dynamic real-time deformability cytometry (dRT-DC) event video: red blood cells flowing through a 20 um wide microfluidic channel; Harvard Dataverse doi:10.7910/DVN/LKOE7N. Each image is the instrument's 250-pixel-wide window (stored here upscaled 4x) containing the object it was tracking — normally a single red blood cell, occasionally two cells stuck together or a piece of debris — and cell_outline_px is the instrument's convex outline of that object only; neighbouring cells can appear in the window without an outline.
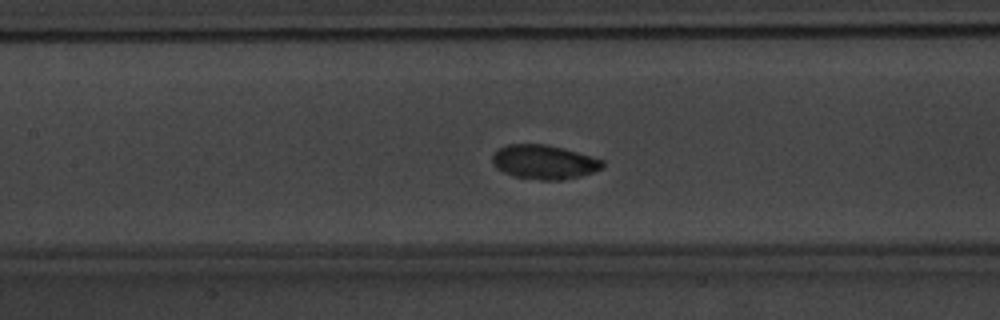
{"species": "common noctule bat (a hibernating species)", "species_latin": "Nyctalus noctula", "temperature_condition": "warm", "stored_images_in_passage": 37, "camera_frame_rate_fps": 3000, "um_per_image_px": 0.085, "animal": {"sex": "male", "body_mass_g": 20.1, "forearm_length_mm": 53.5}, "frame": {"image": 1, "passage_image": 19, "time_ms": 6.0, "image_size_px": [1000, 320], "cell_outline_px": [[604, 168], [580, 176], [564, 180], [540, 180], [512, 176], [496, 168], [492, 160], [492, 156], [500, 148], [508, 144], [544, 144], [564, 148], [592, 156], [604, 160]], "centroid_in_image_um": [46.28, 13.78], "position_along_channel_um": 161.1, "area_um2": 22.02}}
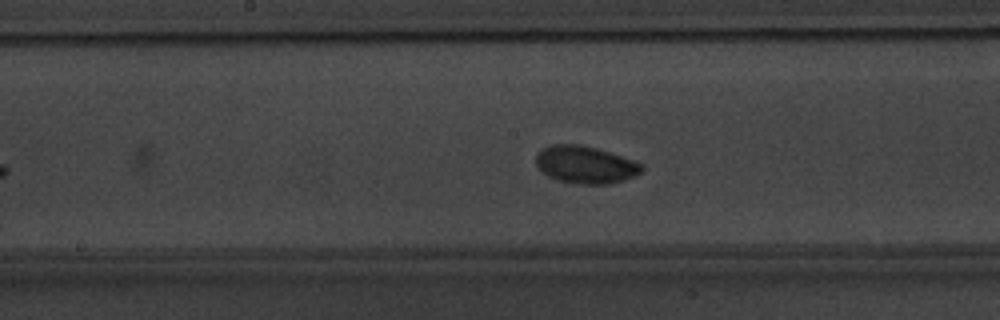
{"frame": {"image": 2, "passage_image": 22, "time_ms": 7.0, "image_size_px": [1000, 320], "cell_outline_px": [[644, 168], [636, 176], [624, 180], [608, 184], [580, 184], [560, 180], [548, 176], [536, 164], [536, 156], [544, 148], [552, 144], [580, 144], [596, 148], [644, 164]], "centroid_in_image_um": [49.79, 14.0], "position_along_channel_um": 198.4, "area_um2": 22.77}}
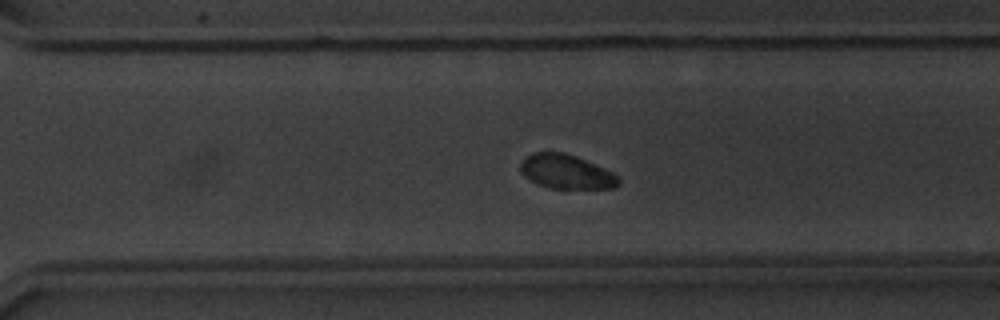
{"frame": {"image": 3, "passage_image": 32, "time_ms": 10.333, "image_size_px": [1000, 320], "cell_outline_px": [[620, 184], [616, 188], [552, 188], [536, 184], [524, 176], [520, 168], [520, 164], [532, 152], [564, 152], [576, 156], [604, 168], [620, 176]], "centroid_in_image_um": [48.16, 14.6], "position_along_channel_um": 322.4, "area_um2": 19.54}, "authors_computed_cell_mechanics": {"area_um2": 21.5594, "velocity_mm_per_s": 3.7309, "shape_relaxation_time_tau1_ms": 1.7255, "shape_relaxation_time_tau2_ms": null, "deformation_change_tau1": 0.085, "deformation_change_tau2": null}}